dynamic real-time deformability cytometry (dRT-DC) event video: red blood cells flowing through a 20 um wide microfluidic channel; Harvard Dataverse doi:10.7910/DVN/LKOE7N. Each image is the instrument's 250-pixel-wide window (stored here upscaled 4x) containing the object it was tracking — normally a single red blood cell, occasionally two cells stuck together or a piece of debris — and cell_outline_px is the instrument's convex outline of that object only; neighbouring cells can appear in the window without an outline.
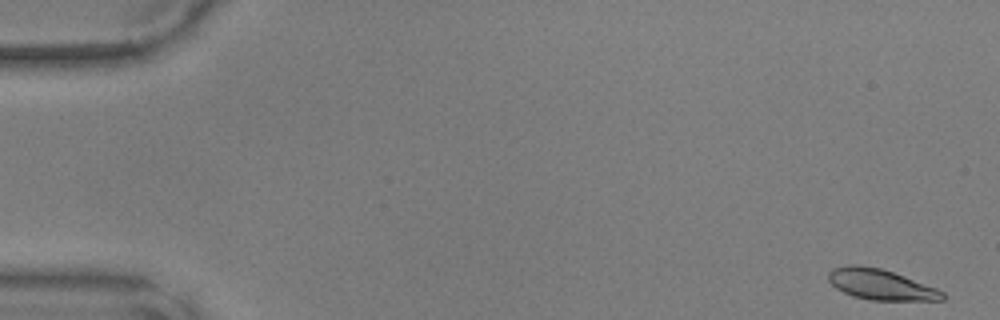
{"species": "common noctule bat (a hibernating species)", "species_latin": "Nyctalus noctula", "temperature_condition": "warm", "stored_images_in_passage": 48, "camera_frame_rate_fps": 3000, "um_per_image_px": 0.085, "animal": {"sex": "male", "body_mass_g": 17.9, "forearm_length_mm": 54.2}, "frame": {"image": 1, "passage_image": 1, "time_ms": 0.0, "image_size_px": [1000, 320], "cell_outline_px": [[944, 300], [868, 300], [852, 296], [836, 288], [828, 280], [828, 272], [832, 268], [848, 264], [856, 264], [880, 268], [904, 276], [936, 288], [944, 292]], "centroid_in_image_um": [74.81, 24.18], "position_along_channel_um": 10.2, "area_um2": 20.29}}
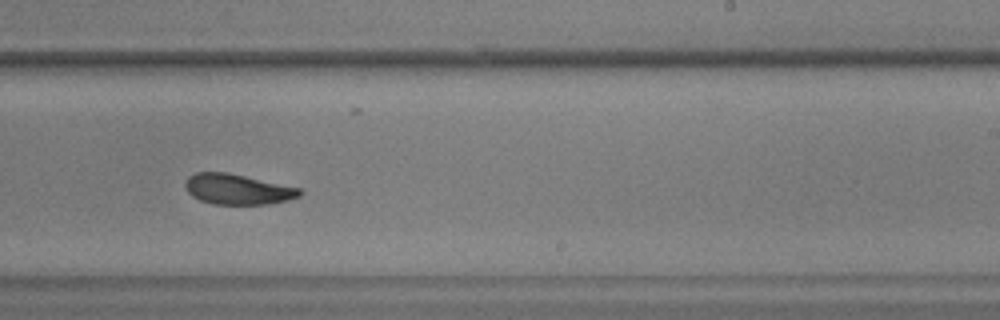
{"frame": {"image": 2, "passage_image": 30, "time_ms": 9.667, "image_size_px": [1000, 320], "cell_outline_px": [[304, 192], [300, 196], [288, 200], [268, 204], [212, 204], [200, 200], [192, 196], [188, 192], [184, 184], [188, 176], [196, 172], [228, 172], [300, 188]], "centroid_in_image_um": [20.19, 16.08], "position_along_channel_um": 268.8, "area_um2": 20.35}}
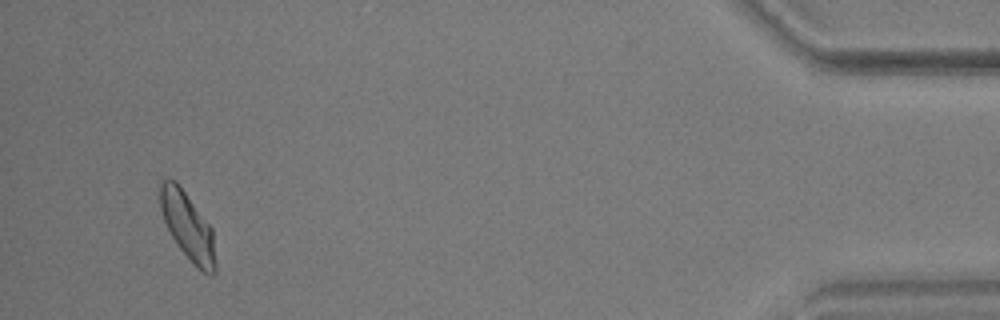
{"frame": {"image": 3, "passage_image": 46, "time_ms": 15.0, "image_size_px": [1000, 320], "cell_outline_px": [[216, 272], [212, 276], [204, 272], [176, 244], [164, 220], [160, 208], [160, 184], [164, 180], [176, 180], [212, 228], [216, 264]], "centroid_in_image_um": [15.97, 19.21], "position_along_channel_um": 419.2, "area_um2": 21.21}}